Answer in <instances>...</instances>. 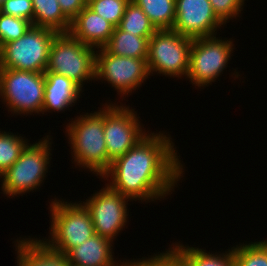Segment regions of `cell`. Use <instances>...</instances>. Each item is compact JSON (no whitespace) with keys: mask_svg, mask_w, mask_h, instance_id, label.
<instances>
[{"mask_svg":"<svg viewBox=\"0 0 267 266\" xmlns=\"http://www.w3.org/2000/svg\"><path fill=\"white\" fill-rule=\"evenodd\" d=\"M170 139L171 136L161 132L148 133L123 156L112 161L101 177L105 180L110 177L107 185L131 201L150 202L168 196L184 172L180 155Z\"/></svg>","mask_w":267,"mask_h":266,"instance_id":"1","label":"cell"},{"mask_svg":"<svg viewBox=\"0 0 267 266\" xmlns=\"http://www.w3.org/2000/svg\"><path fill=\"white\" fill-rule=\"evenodd\" d=\"M76 118L70 121L65 131L74 162L101 177L111 165L104 136V108Z\"/></svg>","mask_w":267,"mask_h":266,"instance_id":"2","label":"cell"},{"mask_svg":"<svg viewBox=\"0 0 267 266\" xmlns=\"http://www.w3.org/2000/svg\"><path fill=\"white\" fill-rule=\"evenodd\" d=\"M50 211L51 238L43 241L51 249L66 255L72 248L95 235L92 218L82 201L68 203L55 198L50 204Z\"/></svg>","mask_w":267,"mask_h":266,"instance_id":"3","label":"cell"},{"mask_svg":"<svg viewBox=\"0 0 267 266\" xmlns=\"http://www.w3.org/2000/svg\"><path fill=\"white\" fill-rule=\"evenodd\" d=\"M95 50L69 32L57 33L50 46L45 72L64 75L82 88L86 81L95 80Z\"/></svg>","mask_w":267,"mask_h":266,"instance_id":"4","label":"cell"},{"mask_svg":"<svg viewBox=\"0 0 267 266\" xmlns=\"http://www.w3.org/2000/svg\"><path fill=\"white\" fill-rule=\"evenodd\" d=\"M46 137L37 143H28L18 160L0 176L3 194L10 198L40 187L51 158V138Z\"/></svg>","mask_w":267,"mask_h":266,"instance_id":"5","label":"cell"},{"mask_svg":"<svg viewBox=\"0 0 267 266\" xmlns=\"http://www.w3.org/2000/svg\"><path fill=\"white\" fill-rule=\"evenodd\" d=\"M56 34L54 30L32 26L17 40L0 47V68L44 73Z\"/></svg>","mask_w":267,"mask_h":266,"instance_id":"6","label":"cell"},{"mask_svg":"<svg viewBox=\"0 0 267 266\" xmlns=\"http://www.w3.org/2000/svg\"><path fill=\"white\" fill-rule=\"evenodd\" d=\"M44 73L0 68V97L15 114L42 113Z\"/></svg>","mask_w":267,"mask_h":266,"instance_id":"7","label":"cell"},{"mask_svg":"<svg viewBox=\"0 0 267 266\" xmlns=\"http://www.w3.org/2000/svg\"><path fill=\"white\" fill-rule=\"evenodd\" d=\"M193 39L172 29L157 30L149 39L147 67L150 75L182 77L188 74Z\"/></svg>","mask_w":267,"mask_h":266,"instance_id":"8","label":"cell"},{"mask_svg":"<svg viewBox=\"0 0 267 266\" xmlns=\"http://www.w3.org/2000/svg\"><path fill=\"white\" fill-rule=\"evenodd\" d=\"M233 41L215 36L193 38L187 77L198 87L215 82L233 53Z\"/></svg>","mask_w":267,"mask_h":266,"instance_id":"9","label":"cell"},{"mask_svg":"<svg viewBox=\"0 0 267 266\" xmlns=\"http://www.w3.org/2000/svg\"><path fill=\"white\" fill-rule=\"evenodd\" d=\"M138 118L136 111L129 106L115 103L104 105V136L111 162L123 156L147 135Z\"/></svg>","mask_w":267,"mask_h":266,"instance_id":"10","label":"cell"},{"mask_svg":"<svg viewBox=\"0 0 267 266\" xmlns=\"http://www.w3.org/2000/svg\"><path fill=\"white\" fill-rule=\"evenodd\" d=\"M148 76L150 73L146 59L116 56L103 48L96 51L95 80L107 81L117 89L120 96L129 95L132 90L138 89Z\"/></svg>","mask_w":267,"mask_h":266,"instance_id":"11","label":"cell"},{"mask_svg":"<svg viewBox=\"0 0 267 266\" xmlns=\"http://www.w3.org/2000/svg\"><path fill=\"white\" fill-rule=\"evenodd\" d=\"M105 186L82 204L90 213L95 234L113 242L127 224V202L130 199Z\"/></svg>","mask_w":267,"mask_h":266,"instance_id":"12","label":"cell"},{"mask_svg":"<svg viewBox=\"0 0 267 266\" xmlns=\"http://www.w3.org/2000/svg\"><path fill=\"white\" fill-rule=\"evenodd\" d=\"M176 17L172 30L190 38L215 36L224 23L209 0H175Z\"/></svg>","mask_w":267,"mask_h":266,"instance_id":"13","label":"cell"},{"mask_svg":"<svg viewBox=\"0 0 267 266\" xmlns=\"http://www.w3.org/2000/svg\"><path fill=\"white\" fill-rule=\"evenodd\" d=\"M115 26L87 5L71 21L69 33L83 44L102 48L113 34Z\"/></svg>","mask_w":267,"mask_h":266,"instance_id":"14","label":"cell"},{"mask_svg":"<svg viewBox=\"0 0 267 266\" xmlns=\"http://www.w3.org/2000/svg\"><path fill=\"white\" fill-rule=\"evenodd\" d=\"M45 90L42 114L64 111L77 102L82 88L68 77L54 72H44Z\"/></svg>","mask_w":267,"mask_h":266,"instance_id":"15","label":"cell"},{"mask_svg":"<svg viewBox=\"0 0 267 266\" xmlns=\"http://www.w3.org/2000/svg\"><path fill=\"white\" fill-rule=\"evenodd\" d=\"M112 241L98 234L72 248L66 256L70 265L75 266H115Z\"/></svg>","mask_w":267,"mask_h":266,"instance_id":"16","label":"cell"},{"mask_svg":"<svg viewBox=\"0 0 267 266\" xmlns=\"http://www.w3.org/2000/svg\"><path fill=\"white\" fill-rule=\"evenodd\" d=\"M17 266H69L68 257L51 249L43 239L16 240Z\"/></svg>","mask_w":267,"mask_h":266,"instance_id":"17","label":"cell"},{"mask_svg":"<svg viewBox=\"0 0 267 266\" xmlns=\"http://www.w3.org/2000/svg\"><path fill=\"white\" fill-rule=\"evenodd\" d=\"M151 37H140L129 34L115 27L111 38L102 47L107 53L116 56L146 59L148 56V42Z\"/></svg>","mask_w":267,"mask_h":266,"instance_id":"18","label":"cell"},{"mask_svg":"<svg viewBox=\"0 0 267 266\" xmlns=\"http://www.w3.org/2000/svg\"><path fill=\"white\" fill-rule=\"evenodd\" d=\"M172 245L170 250L185 266H235L232 248L225 253L210 254L200 248L184 246L180 242Z\"/></svg>","mask_w":267,"mask_h":266,"instance_id":"19","label":"cell"},{"mask_svg":"<svg viewBox=\"0 0 267 266\" xmlns=\"http://www.w3.org/2000/svg\"><path fill=\"white\" fill-rule=\"evenodd\" d=\"M33 26L54 30L57 33L69 32L71 20L63 13L58 0H32Z\"/></svg>","mask_w":267,"mask_h":266,"instance_id":"20","label":"cell"},{"mask_svg":"<svg viewBox=\"0 0 267 266\" xmlns=\"http://www.w3.org/2000/svg\"><path fill=\"white\" fill-rule=\"evenodd\" d=\"M148 16L157 30L172 29L175 17V0H132Z\"/></svg>","mask_w":267,"mask_h":266,"instance_id":"21","label":"cell"},{"mask_svg":"<svg viewBox=\"0 0 267 266\" xmlns=\"http://www.w3.org/2000/svg\"><path fill=\"white\" fill-rule=\"evenodd\" d=\"M117 27L140 37H151L157 31L148 16L132 0L126 6L125 13Z\"/></svg>","mask_w":267,"mask_h":266,"instance_id":"22","label":"cell"},{"mask_svg":"<svg viewBox=\"0 0 267 266\" xmlns=\"http://www.w3.org/2000/svg\"><path fill=\"white\" fill-rule=\"evenodd\" d=\"M235 266H267V239L232 247Z\"/></svg>","mask_w":267,"mask_h":266,"instance_id":"23","label":"cell"},{"mask_svg":"<svg viewBox=\"0 0 267 266\" xmlns=\"http://www.w3.org/2000/svg\"><path fill=\"white\" fill-rule=\"evenodd\" d=\"M3 132L0 131V176L18 160L28 144V139L20 135Z\"/></svg>","mask_w":267,"mask_h":266,"instance_id":"24","label":"cell"},{"mask_svg":"<svg viewBox=\"0 0 267 266\" xmlns=\"http://www.w3.org/2000/svg\"><path fill=\"white\" fill-rule=\"evenodd\" d=\"M130 0H87V6L117 27Z\"/></svg>","mask_w":267,"mask_h":266,"instance_id":"25","label":"cell"},{"mask_svg":"<svg viewBox=\"0 0 267 266\" xmlns=\"http://www.w3.org/2000/svg\"><path fill=\"white\" fill-rule=\"evenodd\" d=\"M33 24L25 19L0 12V47L23 36Z\"/></svg>","mask_w":267,"mask_h":266,"instance_id":"26","label":"cell"},{"mask_svg":"<svg viewBox=\"0 0 267 266\" xmlns=\"http://www.w3.org/2000/svg\"><path fill=\"white\" fill-rule=\"evenodd\" d=\"M0 12L16 18L25 19L33 24V3L32 0H6L0 5Z\"/></svg>","mask_w":267,"mask_h":266,"instance_id":"27","label":"cell"},{"mask_svg":"<svg viewBox=\"0 0 267 266\" xmlns=\"http://www.w3.org/2000/svg\"><path fill=\"white\" fill-rule=\"evenodd\" d=\"M217 17L224 23L239 17L245 0H209ZM242 7V8H241Z\"/></svg>","mask_w":267,"mask_h":266,"instance_id":"28","label":"cell"},{"mask_svg":"<svg viewBox=\"0 0 267 266\" xmlns=\"http://www.w3.org/2000/svg\"><path fill=\"white\" fill-rule=\"evenodd\" d=\"M139 266H185L180 259L168 248L164 253L155 254L150 258L139 260Z\"/></svg>","mask_w":267,"mask_h":266,"instance_id":"29","label":"cell"},{"mask_svg":"<svg viewBox=\"0 0 267 266\" xmlns=\"http://www.w3.org/2000/svg\"><path fill=\"white\" fill-rule=\"evenodd\" d=\"M63 13L72 21L87 5V0H58Z\"/></svg>","mask_w":267,"mask_h":266,"instance_id":"30","label":"cell"},{"mask_svg":"<svg viewBox=\"0 0 267 266\" xmlns=\"http://www.w3.org/2000/svg\"><path fill=\"white\" fill-rule=\"evenodd\" d=\"M115 266H139V260H134V261H130V262H122L121 264L120 263H117Z\"/></svg>","mask_w":267,"mask_h":266,"instance_id":"31","label":"cell"},{"mask_svg":"<svg viewBox=\"0 0 267 266\" xmlns=\"http://www.w3.org/2000/svg\"><path fill=\"white\" fill-rule=\"evenodd\" d=\"M6 0H0V5H2Z\"/></svg>","mask_w":267,"mask_h":266,"instance_id":"32","label":"cell"}]
</instances>
